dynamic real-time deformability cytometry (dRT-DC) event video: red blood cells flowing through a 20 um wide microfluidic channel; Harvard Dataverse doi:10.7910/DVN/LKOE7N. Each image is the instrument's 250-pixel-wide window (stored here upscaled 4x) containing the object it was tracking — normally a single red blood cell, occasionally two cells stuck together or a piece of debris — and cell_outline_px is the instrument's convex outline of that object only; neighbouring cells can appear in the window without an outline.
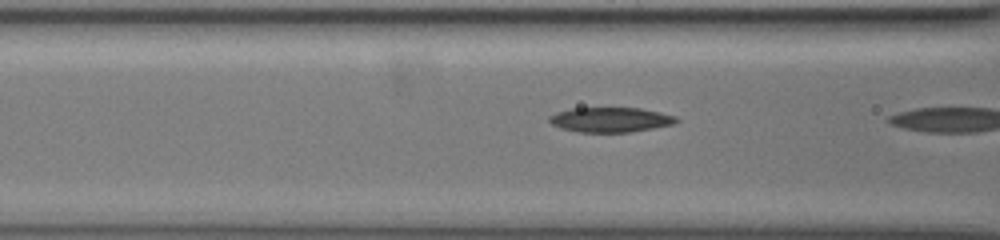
{"species": "common noctule bat (a hibernating species)", "species_latin": "Nyctalus noctula", "temperature_condition": "warm", "stored_images_in_passage": 10, "camera_frame_rate_fps": 3000, "um_per_image_px": 0.085, "animal": {"sex": "female", "body_mass_g": 19.5, "forearm_length_mm": 54.1}, "frame": {"image": 1, "passage_image": 9, "time_ms": 2.667, "image_size_px": [1000, 240], "cell_outline_px": [[680, 120], [672, 124], [652, 128], [628, 132], [580, 132], [560, 128], [552, 124], [548, 120], [548, 116], [556, 112], [572, 108], [640, 108], [676, 116]], "centroid_in_image_um": [51.85, 10.17], "position_along_channel_um": 114.8, "area_um2": 18.26}}